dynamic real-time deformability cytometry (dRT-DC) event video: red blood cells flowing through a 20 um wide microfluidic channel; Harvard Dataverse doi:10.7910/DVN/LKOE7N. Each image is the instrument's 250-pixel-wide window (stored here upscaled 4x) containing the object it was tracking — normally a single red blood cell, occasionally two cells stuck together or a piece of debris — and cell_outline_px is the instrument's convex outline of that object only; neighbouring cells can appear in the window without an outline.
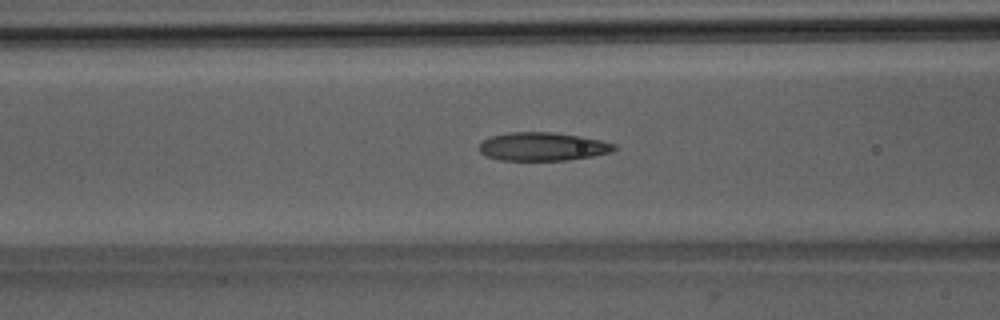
{"species": "Egyptian fruit bat (a non-hibernating species)", "species_latin": "Rousettus aegyptiacus", "temperature_condition": "room temperature", "stored_images_in_passage": 46, "camera_frame_rate_fps": 3000, "um_per_image_px": 0.085, "animal": {"sex": "male"}, "frame": {"image": 1, "passage_image": 15, "time_ms": 4.667, "image_size_px": [1000, 320], "cell_outline_px": [[616, 148], [612, 152], [592, 156], [568, 160], [500, 160], [484, 156], [480, 152], [480, 144], [484, 140], [492, 136], [508, 132], [556, 132], [580, 136], [600, 140], [616, 144]], "centroid_in_image_um": [46.13, 12.46], "position_along_channel_um": 120.5, "area_um2": 22.37}}
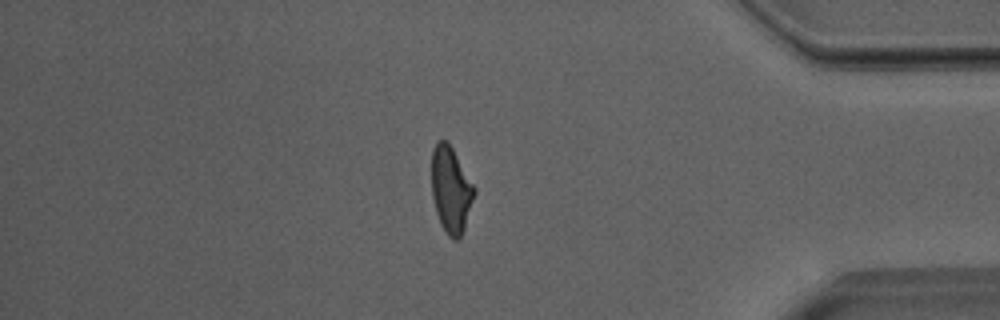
{"frame": {"image": 2, "passage_image": 38, "time_ms": 12.333, "image_size_px": [1000, 320], "cell_outline_px": [[476, 192], [460, 240], [452, 240], [448, 236], [440, 224], [436, 212], [432, 196], [432, 148], [436, 140], [448, 140], [476, 188]], "centroid_in_image_um": [38.33, 16.11], "position_along_channel_um": 396.9, "area_um2": 21.73}}
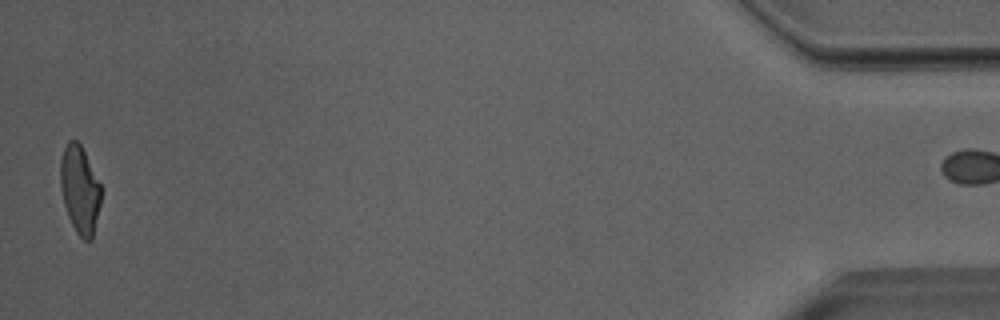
{"frame": {"image": 3, "passage_image": 45, "time_ms": 14.667, "image_size_px": [1000, 320], "cell_outline_px": [[104, 188], [92, 240], [84, 240], [76, 232], [68, 216], [64, 204], [60, 188], [60, 160], [64, 148], [68, 140], [76, 140], [80, 144]], "centroid_in_image_um": [6.81, 16.11], "position_along_channel_um": 428.4, "area_um2": 21.15}, "authors_computed_cell_mechanics": {"area_um2": 22.253, "velocity_mm_per_s": 4.011, "shape_relaxation_time_tau1_ms": 6.6299, "shape_relaxation_time_tau2_ms": 1.5162, "deformation_change_tau1": 0.2206, "deformation_change_tau2": 0.0977}}